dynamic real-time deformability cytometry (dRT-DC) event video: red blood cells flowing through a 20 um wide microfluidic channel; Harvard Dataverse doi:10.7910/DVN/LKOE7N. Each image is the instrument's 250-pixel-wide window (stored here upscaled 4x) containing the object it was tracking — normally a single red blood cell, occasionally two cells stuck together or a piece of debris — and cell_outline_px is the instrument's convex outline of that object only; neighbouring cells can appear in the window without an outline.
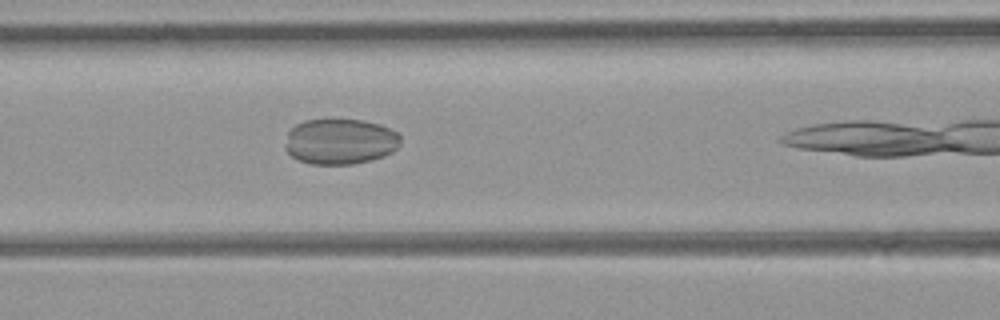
{"species": "common noctule bat (a hibernating species)", "species_latin": "Nyctalus noctula", "temperature_condition": "room temperature", "stored_images_in_passage": 9, "camera_frame_rate_fps": 3000, "um_per_image_px": 0.085, "animal": {"sex": "female", "body_mass_g": 21.9}, "frame": {"image": 1, "passage_image": 8, "time_ms": 2.333, "image_size_px": [1000, 320], "cell_outline_px": [[400, 140], [396, 148], [392, 152], [384, 156], [372, 160], [352, 164], [312, 164], [300, 160], [292, 156], [284, 148], [288, 132], [296, 124], [304, 120], [364, 120], [380, 124], [396, 132], [400, 136]], "centroid_in_image_um": [28.91, 12.03], "position_along_channel_um": 137.7, "area_um2": 30.58}}